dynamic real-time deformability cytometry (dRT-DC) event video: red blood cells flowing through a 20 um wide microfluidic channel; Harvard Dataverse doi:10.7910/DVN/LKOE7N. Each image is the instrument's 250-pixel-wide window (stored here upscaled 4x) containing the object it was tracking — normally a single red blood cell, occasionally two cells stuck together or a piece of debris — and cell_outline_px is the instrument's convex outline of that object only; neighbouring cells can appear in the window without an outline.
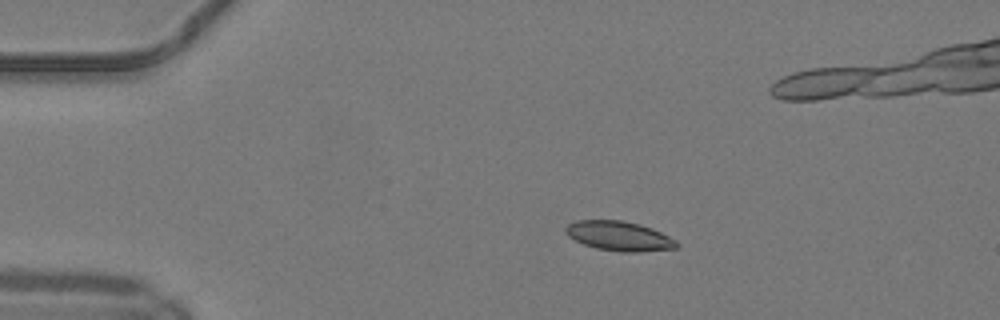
{"species": "common noctule bat (a hibernating species)", "species_latin": "Nyctalus noctula", "temperature_condition": "warm", "stored_images_in_passage": 42, "camera_frame_rate_fps": 3000, "um_per_image_px": 0.085, "animal": {"sex": "male", "body_mass_g": 19.2, "forearm_length_mm": 51.8}, "frame": {"image": 1, "passage_image": 1, "time_ms": 0.0, "image_size_px": [1000, 320], "cell_outline_px": [[680, 244], [676, 248], [640, 252], [620, 252], [596, 248], [584, 244], [568, 236], [564, 232], [564, 228], [568, 224], [576, 220], [620, 220], [640, 224], [652, 228], [676, 240]], "centroid_in_image_um": [52.62, 20.06], "position_along_channel_um": 32.4, "area_um2": 19.19}}
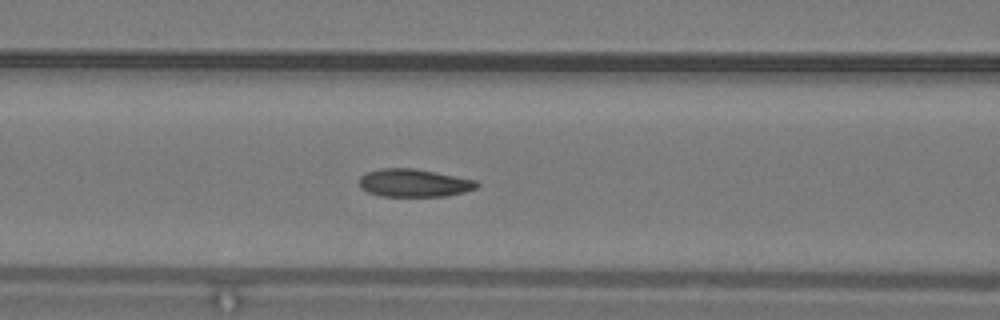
{"frame": {"image": 2, "passage_image": 12, "time_ms": 3.667, "image_size_px": [1000, 320], "cell_outline_px": [[480, 184], [476, 188], [464, 192], [444, 196], [380, 196], [368, 192], [360, 188], [360, 176], [368, 172], [380, 168], [412, 168], [476, 180]], "centroid_in_image_um": [35.17, 15.55], "position_along_channel_um": 131.4, "area_um2": 18.96}}
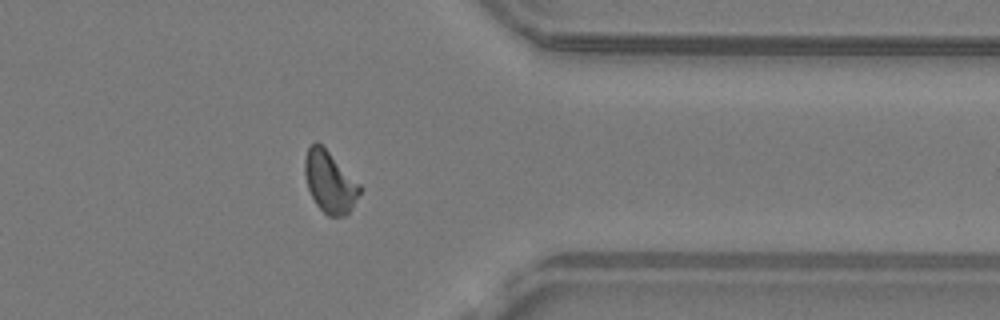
{"frame": {"image": 3, "passage_image": 31, "time_ms": 10.0, "image_size_px": [1000, 320], "cell_outline_px": [[364, 188], [348, 212], [344, 216], [328, 216], [316, 204], [308, 188], [304, 172], [304, 160], [308, 148], [316, 140]], "centroid_in_image_um": [28.03, 15.48], "position_along_channel_um": 383.4, "area_um2": 19.36}}